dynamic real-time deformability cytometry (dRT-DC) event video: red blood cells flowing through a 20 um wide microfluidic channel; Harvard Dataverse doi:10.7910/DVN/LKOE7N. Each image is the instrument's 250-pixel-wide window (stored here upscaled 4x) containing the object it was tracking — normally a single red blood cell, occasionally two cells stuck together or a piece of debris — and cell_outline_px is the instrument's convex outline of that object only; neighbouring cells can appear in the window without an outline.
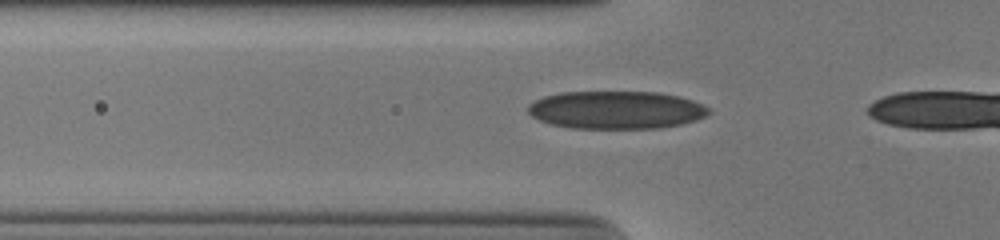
{"species": "human", "species_latin": "Homo sapiens", "temperature_condition": "cold", "stored_images_in_passage": 17, "camera_frame_rate_fps": 3000, "um_per_image_px": 0.085, "donor": {"sex": "male"}, "frame": {"image": 1, "passage_image": 11, "time_ms": 3.333, "image_size_px": [1000, 240], "cell_outline_px": [[712, 112], [696, 120], [680, 124], [660, 128], [572, 128], [552, 124], [540, 120], [532, 116], [528, 112], [528, 104], [544, 96], [560, 92], [656, 92], [680, 96], [692, 100], [712, 108]], "centroid_in_image_um": [52.4, 9.34], "position_along_channel_um": 73.4, "area_um2": 39.94}}
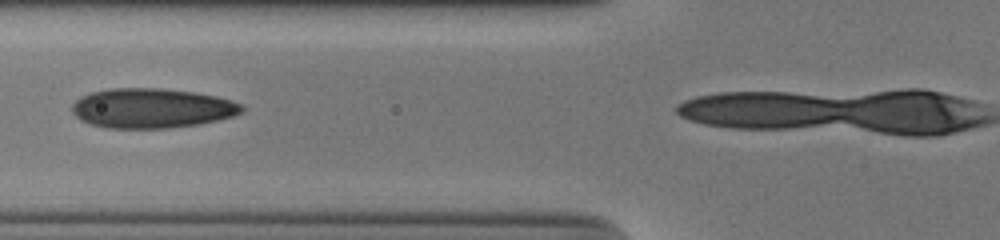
{"frame": {"image": 2, "passage_image": 14, "time_ms": 4.333, "image_size_px": [1000, 240], "cell_outline_px": [[244, 112], [232, 116], [216, 120], [196, 124], [168, 128], [108, 128], [92, 124], [80, 120], [72, 112], [72, 104], [80, 96], [92, 92], [112, 88], [160, 88], [192, 92], [216, 96], [232, 100], [244, 104]], "centroid_in_image_um": [12.91, 9.19], "position_along_channel_um": 112.9, "area_um2": 39.25}}